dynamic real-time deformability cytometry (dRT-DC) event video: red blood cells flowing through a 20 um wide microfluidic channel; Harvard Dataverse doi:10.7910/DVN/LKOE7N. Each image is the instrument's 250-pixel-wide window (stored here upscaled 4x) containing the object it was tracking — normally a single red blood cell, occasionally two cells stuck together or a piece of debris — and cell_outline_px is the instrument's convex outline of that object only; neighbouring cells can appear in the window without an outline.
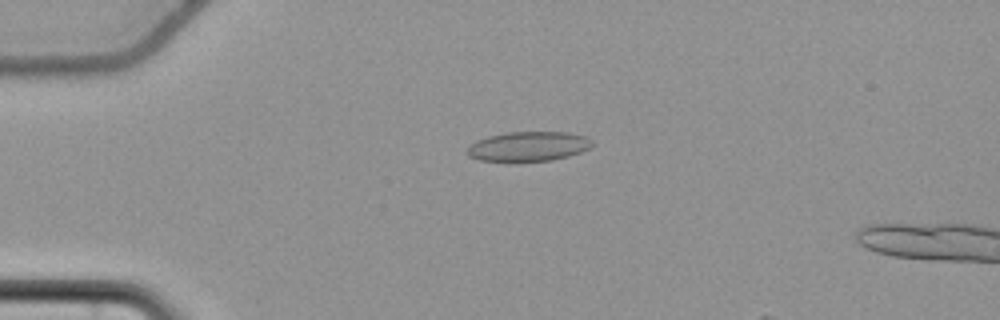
{"species": "common noctule bat (a hibernating species)", "species_latin": "Nyctalus noctula", "temperature_condition": "cold", "stored_images_in_passage": 14, "camera_frame_rate_fps": 3000, "um_per_image_px": 0.085, "animal": {"sex": "female", "body_mass_g": 22.7, "forearm_length_mm": 54.2}, "frame": {"image": 1, "passage_image": 10, "time_ms": 3.0, "image_size_px": [1000, 320], "cell_outline_px": [[592, 144], [588, 148], [580, 152], [568, 156], [552, 160], [480, 160], [468, 156], [468, 148], [476, 140], [488, 136], [508, 132], [568, 132], [584, 136], [592, 140]], "centroid_in_image_um": [44.92, 12.42], "position_along_channel_um": 40.1, "area_um2": 21.1}}